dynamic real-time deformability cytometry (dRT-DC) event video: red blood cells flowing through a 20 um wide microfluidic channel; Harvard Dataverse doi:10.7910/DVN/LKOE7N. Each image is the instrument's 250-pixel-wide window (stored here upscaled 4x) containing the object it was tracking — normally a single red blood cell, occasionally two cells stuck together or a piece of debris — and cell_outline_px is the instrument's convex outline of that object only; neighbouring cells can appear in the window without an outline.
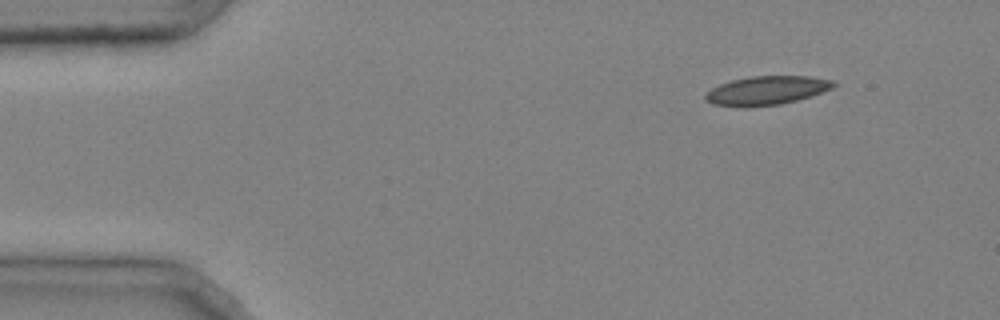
{"species": "common noctule bat (a hibernating species)", "species_latin": "Nyctalus noctula", "temperature_condition": "cold", "stored_images_in_passage": 39, "camera_frame_rate_fps": 3000, "um_per_image_px": 0.085, "animal": {"sex": "male", "body_mass_g": 20.4}, "frame": {"image": 1, "passage_image": 1, "time_ms": 0.0, "image_size_px": [1000, 320], "cell_outline_px": [[840, 84], [832, 88], [812, 96], [780, 104], [748, 108], [740, 108], [712, 104], [704, 100], [704, 96], [712, 88], [720, 84], [732, 80], [752, 76], [808, 76], [832, 80]], "centroid_in_image_um": [65.16, 7.71], "position_along_channel_um": 19.8, "area_um2": 21.79}}
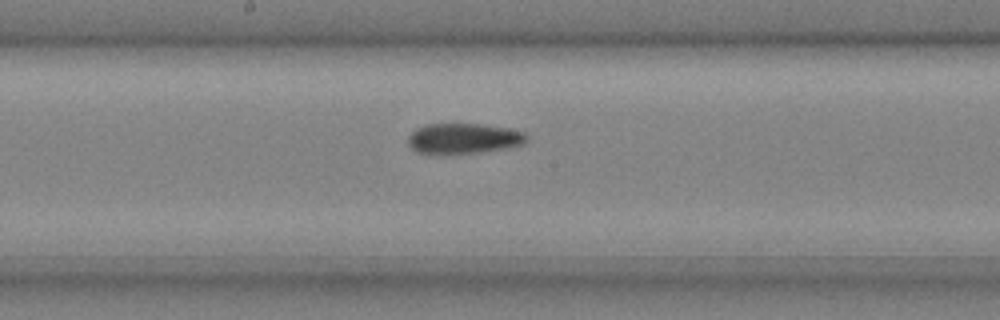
{"frame": {"image": 2, "passage_image": 21, "time_ms": 6.667, "image_size_px": [1000, 320], "cell_outline_px": [[528, 140], [524, 144], [508, 148], [480, 152], [416, 152], [408, 144], [408, 136], [416, 128], [428, 124], [480, 124], [508, 128], [524, 132], [528, 136]], "centroid_in_image_um": [39.46, 11.75], "position_along_channel_um": 208.7, "area_um2": 20.63}}
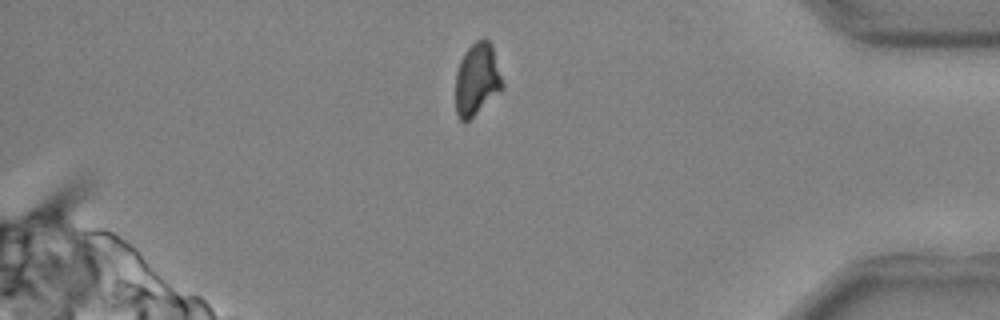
{"frame": {"image": 3, "passage_image": 37, "time_ms": 12.0, "image_size_px": [1000, 320], "cell_outline_px": [[504, 88], [464, 124], [460, 120], [456, 112], [456, 72], [460, 60], [464, 52], [476, 40], [484, 36], [492, 44], [504, 84]], "centroid_in_image_um": [40.55, 6.72], "position_along_channel_um": 394.7, "area_um2": 19.94}, "authors_computed_cell_mechanics": {"area_um2": 21.4438, "velocity_mm_per_s": 4.032, "shape_relaxation_time_tau1_ms": null, "shape_relaxation_time_tau2_ms": 6.8791, "deformation_change_tau1": null, "deformation_change_tau2": 0.1194}}